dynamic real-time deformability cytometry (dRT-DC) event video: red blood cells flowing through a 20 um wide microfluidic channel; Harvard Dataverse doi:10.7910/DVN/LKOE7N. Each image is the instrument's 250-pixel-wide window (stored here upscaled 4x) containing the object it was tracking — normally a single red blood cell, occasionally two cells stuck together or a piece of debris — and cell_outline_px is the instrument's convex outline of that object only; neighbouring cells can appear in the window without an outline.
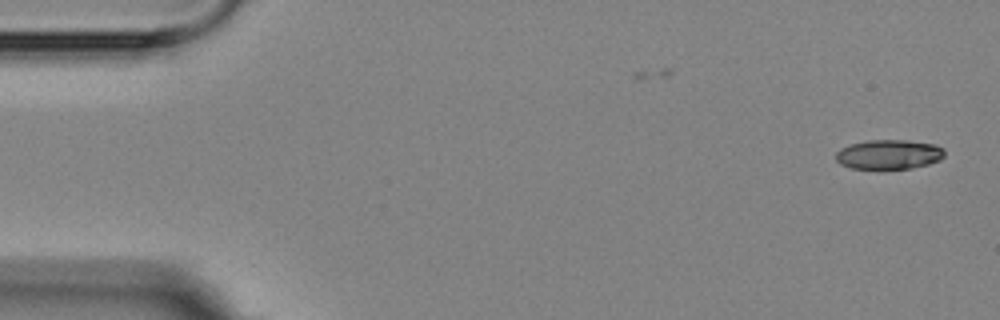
{"species": "Egyptian fruit bat (a non-hibernating species)", "species_latin": "Rousettus aegyptiacus", "temperature_condition": "room temperature", "stored_images_in_passage": 2, "camera_frame_rate_fps": 3000, "um_per_image_px": 0.085, "animal": {"sex": "female"}, "frame": {"image": 1, "passage_image": 2, "time_ms": 1.333, "image_size_px": [1000, 320], "cell_outline_px": [[944, 156], [940, 160], [928, 164], [912, 168], [884, 172], [852, 168], [840, 164], [836, 160], [836, 152], [840, 148], [852, 144], [868, 140], [908, 140], [936, 144], [944, 148]], "centroid_in_image_um": [75.56, 13.17], "position_along_channel_um": 9.4, "area_um2": 19.54}}